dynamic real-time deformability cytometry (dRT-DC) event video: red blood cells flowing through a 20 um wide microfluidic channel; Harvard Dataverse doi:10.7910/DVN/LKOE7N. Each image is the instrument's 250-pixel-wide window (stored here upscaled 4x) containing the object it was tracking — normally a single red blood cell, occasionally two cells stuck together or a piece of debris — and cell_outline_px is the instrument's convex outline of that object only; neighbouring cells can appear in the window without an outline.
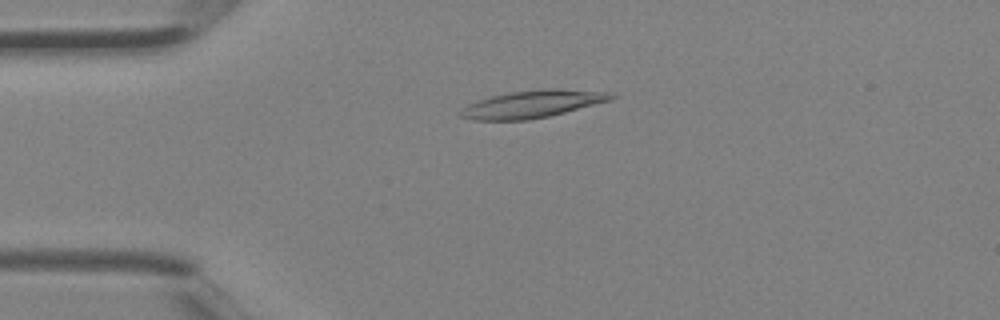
{"species": "Egyptian fruit bat (a non-hibernating species)", "species_latin": "Rousettus aegyptiacus", "temperature_condition": "room temperature", "stored_images_in_passage": 1, "camera_frame_rate_fps": 3000, "um_per_image_px": 0.085, "animal": {"sex": "female"}, "frame": {"image": 1, "passage_image": 1, "time_ms": 0.0, "image_size_px": [1000, 320], "cell_outline_px": [[616, 96], [612, 100], [548, 116], [528, 120], [472, 120], [460, 116], [456, 112], [468, 104], [492, 96], [512, 92], [540, 88], [556, 88], [612, 92]], "centroid_in_image_um": [45.26, 8.84], "position_along_channel_um": 39.7, "area_um2": 24.1}}